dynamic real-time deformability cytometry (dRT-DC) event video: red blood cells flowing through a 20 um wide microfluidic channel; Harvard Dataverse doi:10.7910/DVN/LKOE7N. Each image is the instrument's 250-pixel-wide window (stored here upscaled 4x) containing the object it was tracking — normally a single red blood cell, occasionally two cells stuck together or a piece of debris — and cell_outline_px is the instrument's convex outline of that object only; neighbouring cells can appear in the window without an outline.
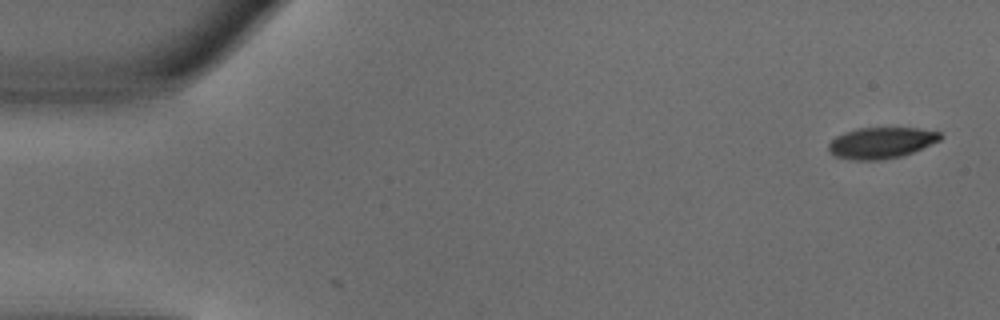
{"species": "common noctule bat (a hibernating species)", "species_latin": "Nyctalus noctula", "temperature_condition": "warm", "stored_images_in_passage": 2, "camera_frame_rate_fps": 3000, "um_per_image_px": 0.085, "animal": {"sex": "male", "body_mass_g": 18.8}, "frame": {"image": 1, "passage_image": 2, "time_ms": 0.333, "image_size_px": [1000, 320], "cell_outline_px": [[944, 136], [940, 140], [912, 152], [900, 156], [880, 160], [852, 160], [836, 156], [828, 148], [828, 144], [836, 136], [844, 132], [856, 128], [920, 128], [940, 132]], "centroid_in_image_um": [74.91, 12.13], "position_along_channel_um": 10.1, "area_um2": 20.17}}